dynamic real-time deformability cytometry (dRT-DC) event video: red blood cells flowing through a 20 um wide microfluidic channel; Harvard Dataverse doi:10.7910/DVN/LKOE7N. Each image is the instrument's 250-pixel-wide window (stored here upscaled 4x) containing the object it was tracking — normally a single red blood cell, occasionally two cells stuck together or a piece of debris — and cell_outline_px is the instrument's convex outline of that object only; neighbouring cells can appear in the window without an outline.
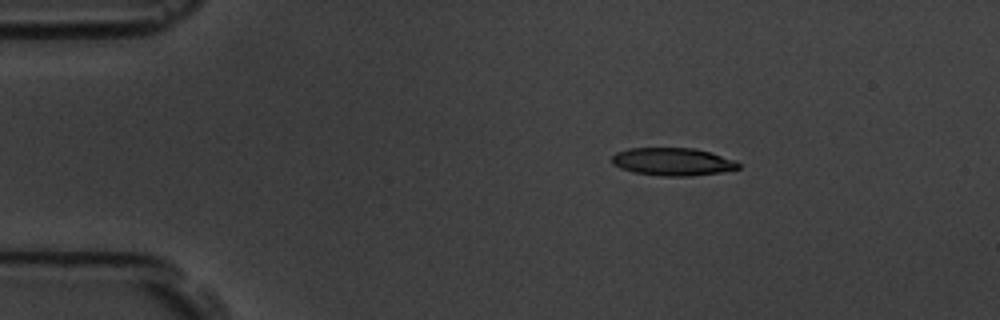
{"species": "common noctule bat (a hibernating species)", "species_latin": "Nyctalus noctula", "temperature_condition": "room temperature", "stored_images_in_passage": 48, "camera_frame_rate_fps": 3000, "um_per_image_px": 0.085, "animal": {"sex": "male", "body_mass_g": 19.5, "forearm_length_mm": 54.6}, "frame": {"image": 1, "passage_image": 1, "time_ms": 0.0, "image_size_px": [1000, 320], "cell_outline_px": [[740, 168], [720, 172], [688, 176], [664, 176], [632, 172], [620, 168], [612, 164], [612, 156], [616, 152], [628, 148], [692, 148], [708, 152], [736, 160], [740, 164]], "centroid_in_image_um": [57.15, 13.74], "position_along_channel_um": 27.9, "area_um2": 20.4}}
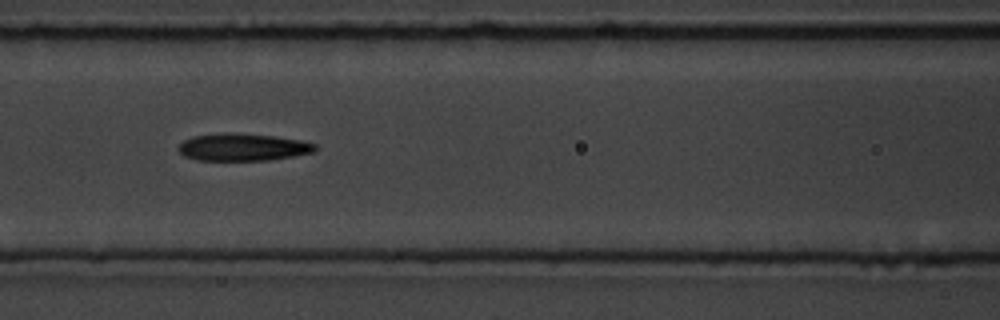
{"frame": {"image": 2, "passage_image": 16, "time_ms": 5.0, "image_size_px": [1000, 320], "cell_outline_px": [[316, 148], [312, 152], [292, 156], [268, 160], [196, 160], [184, 156], [176, 148], [184, 140], [192, 136], [224, 132], [228, 132], [272, 136], [300, 140], [316, 144]], "centroid_in_image_um": [20.58, 12.5], "position_along_channel_um": 146.0, "area_um2": 21.68}}
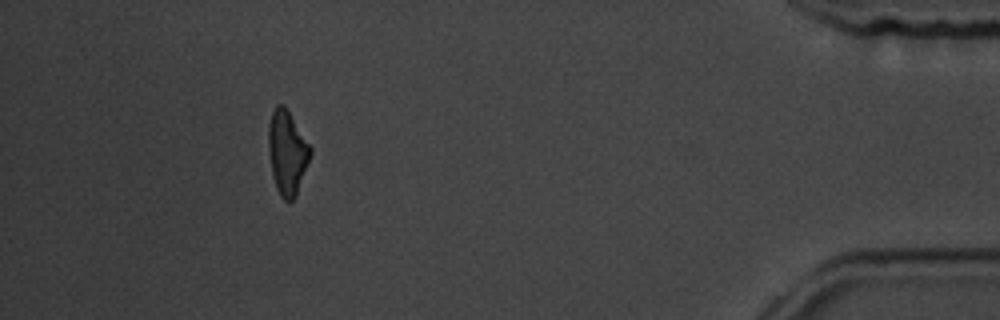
{"frame": {"image": 3, "passage_image": 43, "time_ms": 14.0, "image_size_px": [1000, 320], "cell_outline_px": [[312, 152], [296, 196], [292, 200], [284, 200], [280, 196], [276, 188], [272, 176], [268, 152], [268, 124], [272, 112], [276, 104], [284, 104], [312, 148]], "centroid_in_image_um": [24.39, 12.95], "position_along_channel_um": 410.8, "area_um2": 20.63}, "authors_computed_cell_mechanics": {"area_um2": 21.5016, "velocity_mm_per_s": 3.5943, "shape_relaxation_time_tau1_ms": 4.8205, "shape_relaxation_time_tau2_ms": 3.7221, "deformation_change_tau1": 0.1654, "deformation_change_tau2": 0.1513}}